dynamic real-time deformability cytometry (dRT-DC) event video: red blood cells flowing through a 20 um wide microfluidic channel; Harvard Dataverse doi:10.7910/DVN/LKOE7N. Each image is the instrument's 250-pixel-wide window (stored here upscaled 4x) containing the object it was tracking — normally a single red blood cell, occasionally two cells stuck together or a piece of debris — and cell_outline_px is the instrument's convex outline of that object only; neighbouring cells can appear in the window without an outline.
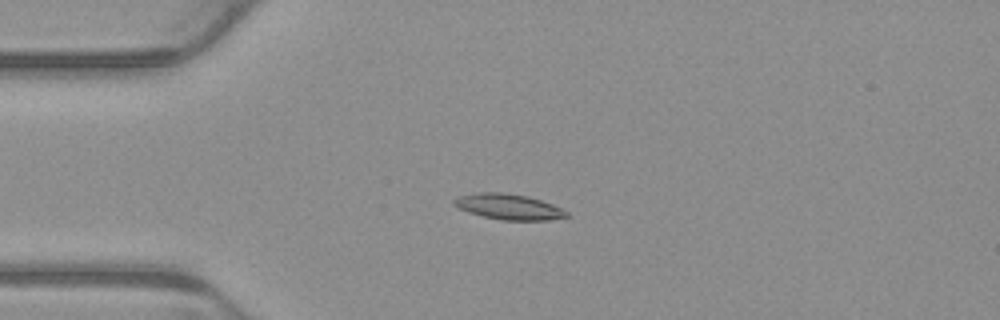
{"species": "common noctule bat (a hibernating species)", "species_latin": "Nyctalus noctula", "temperature_condition": "warm", "stored_images_in_passage": 6, "camera_frame_rate_fps": 3000, "um_per_image_px": 0.085, "animal": {"sex": "male", "body_mass_g": 23.1, "forearm_length_mm": 52.7}, "frame": {"image": 1, "passage_image": 3, "time_ms": 0.667, "image_size_px": [1000, 320], "cell_outline_px": [[568, 216], [548, 220], [500, 220], [468, 212], [452, 204], [452, 200], [460, 196], [476, 192], [504, 192], [528, 196], [552, 204], [568, 212]], "centroid_in_image_um": [43.21, 17.56], "position_along_channel_um": 41.8, "area_um2": 16.7}}
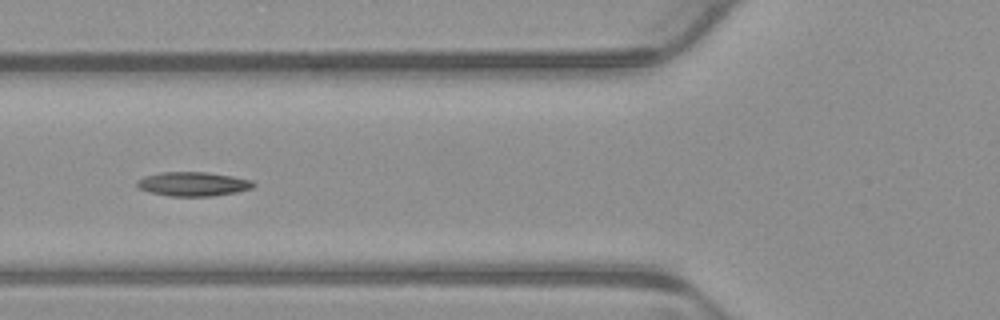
{"frame": {"image": 2, "passage_image": 5, "time_ms": 1.333, "image_size_px": [1000, 320], "cell_outline_px": [[256, 184], [252, 188], [236, 192], [212, 196], [168, 196], [148, 192], [136, 188], [136, 180], [144, 176], [160, 172], [204, 172], [232, 176], [252, 180]], "centroid_in_image_um": [16.35, 15.64], "position_along_channel_um": 109.4, "area_um2": 16.53}}
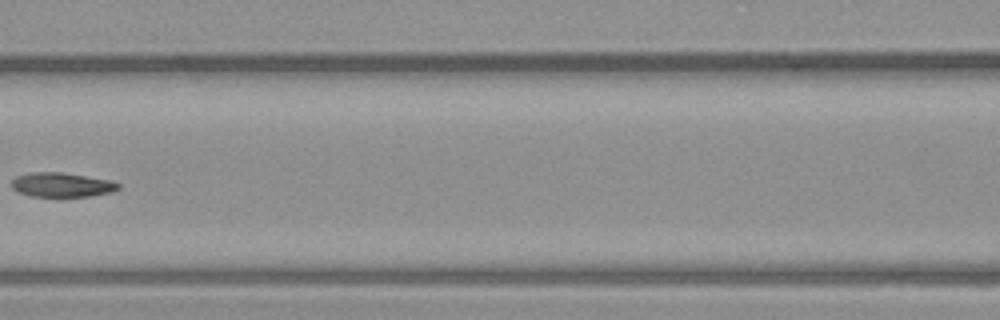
{"frame": {"image": 3, "passage_image": 6, "time_ms": 1.667, "image_size_px": [1000, 320], "cell_outline_px": [[120, 188], [112, 192], [88, 196], [32, 196], [16, 192], [12, 188], [12, 180], [16, 176], [28, 172], [60, 172], [112, 180], [120, 184]], "centroid_in_image_um": [5.24, 15.7], "position_along_channel_um": 161.4, "area_um2": 15.2}}